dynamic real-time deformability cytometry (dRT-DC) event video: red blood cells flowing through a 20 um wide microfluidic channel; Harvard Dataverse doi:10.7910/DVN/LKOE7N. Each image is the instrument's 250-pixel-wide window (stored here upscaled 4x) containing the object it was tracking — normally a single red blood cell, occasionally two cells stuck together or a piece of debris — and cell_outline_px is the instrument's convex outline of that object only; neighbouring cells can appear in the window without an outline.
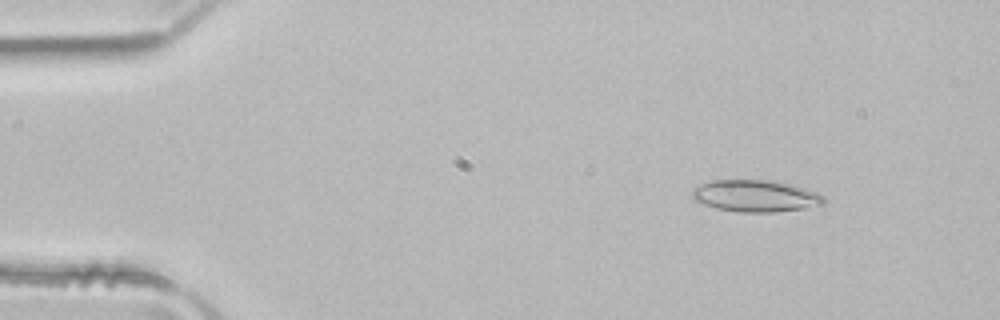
{"species": "common noctule bat (a hibernating species)", "species_latin": "Nyctalus noctula", "temperature_condition": "room temperature", "stored_images_in_passage": 4, "camera_frame_rate_fps": 3000, "um_per_image_px": 0.085, "animal": {"sex": "male", "body_mass_g": 21.5, "forearm_length_mm": 52.0}, "frame": {"image": 1, "passage_image": 2, "time_ms": 0.333, "image_size_px": [1000, 320], "cell_outline_px": [[824, 204], [804, 208], [776, 212], [740, 212], [716, 208], [704, 204], [696, 200], [692, 196], [692, 188], [712, 180], [772, 180], [792, 184], [816, 192], [824, 196]], "centroid_in_image_um": [64.23, 16.65], "position_along_channel_um": 20.8, "area_um2": 24.33}}